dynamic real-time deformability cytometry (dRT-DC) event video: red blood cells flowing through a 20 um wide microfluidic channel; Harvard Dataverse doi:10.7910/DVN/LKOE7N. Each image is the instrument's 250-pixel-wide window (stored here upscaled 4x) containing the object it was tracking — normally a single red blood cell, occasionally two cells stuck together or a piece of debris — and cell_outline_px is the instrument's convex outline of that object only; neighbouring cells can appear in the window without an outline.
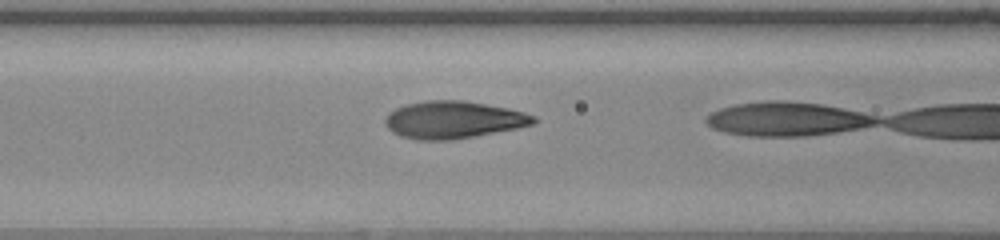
{"species": "human", "species_latin": "Homo sapiens", "temperature_condition": "warm", "stored_images_in_passage": 20, "camera_frame_rate_fps": 3000, "um_per_image_px": 0.085, "donor": {"sex": "female"}, "frame": {"image": 1, "passage_image": 19, "time_ms": 6.0, "image_size_px": [1000, 240], "cell_outline_px": [[536, 120], [532, 124], [516, 128], [452, 140], [416, 140], [400, 136], [392, 132], [384, 124], [384, 120], [388, 112], [404, 104], [424, 100], [464, 100], [508, 108], [524, 112], [536, 116]], "centroid_in_image_um": [38.48, 10.17], "position_along_channel_um": 128.1, "area_um2": 32.43}}